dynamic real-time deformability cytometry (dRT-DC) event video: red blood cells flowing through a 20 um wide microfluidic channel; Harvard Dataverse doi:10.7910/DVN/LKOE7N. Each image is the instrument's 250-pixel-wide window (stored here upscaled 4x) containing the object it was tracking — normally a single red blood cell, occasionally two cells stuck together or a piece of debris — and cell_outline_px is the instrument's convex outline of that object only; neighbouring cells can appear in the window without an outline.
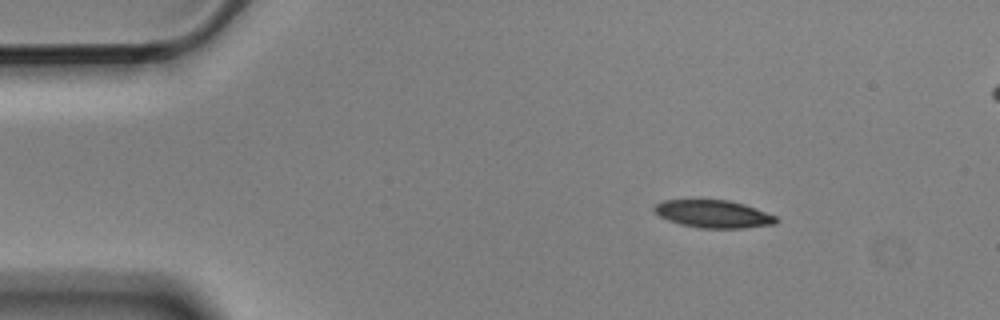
{"species": "Egyptian fruit bat (a non-hibernating species)", "species_latin": "Rousettus aegyptiacus", "temperature_condition": "cold", "stored_images_in_passage": 4, "camera_frame_rate_fps": 3000, "um_per_image_px": 0.085, "animal": {"sex": "male"}, "frame": {"image": 1, "passage_image": 1, "time_ms": 0.0, "image_size_px": [1000, 320], "cell_outline_px": [[780, 220], [776, 224], [744, 228], [700, 228], [680, 224], [668, 220], [660, 216], [652, 208], [656, 204], [664, 200], [728, 200], [744, 204], [756, 208], [776, 216]], "centroid_in_image_um": [60.67, 18.19], "position_along_channel_um": 24.3, "area_um2": 19.65}}